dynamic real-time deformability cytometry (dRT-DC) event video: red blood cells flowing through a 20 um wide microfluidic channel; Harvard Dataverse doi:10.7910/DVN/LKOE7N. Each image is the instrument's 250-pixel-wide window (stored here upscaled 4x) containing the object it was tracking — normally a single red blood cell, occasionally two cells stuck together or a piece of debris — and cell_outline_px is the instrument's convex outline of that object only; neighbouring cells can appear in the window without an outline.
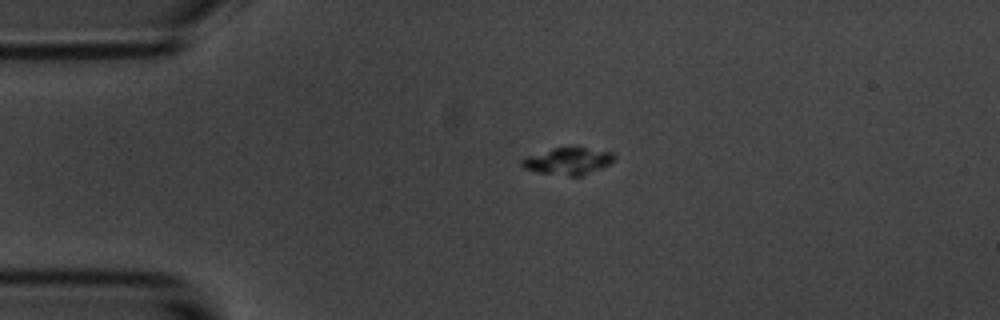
{"species": "common noctule bat (a hibernating species)", "species_latin": "Nyctalus noctula", "temperature_condition": "room temperature", "stored_images_in_passage": 2, "camera_frame_rate_fps": 3000, "um_per_image_px": 0.085, "animal": {"sex": "male", "body_mass_g": 20.1, "forearm_length_mm": 53.5}, "frame": {"image": 1, "passage_image": 1, "time_ms": 0.0, "image_size_px": [1000, 320], "cell_outline_px": [[616, 156], [608, 164], [600, 168], [580, 176], [568, 176], [540, 172], [524, 168], [520, 164], [520, 160], [528, 156], [552, 148], [584, 148], [612, 152]], "centroid_in_image_um": [48.25, 13.7], "position_along_channel_um": 36.7, "area_um2": 14.1}}